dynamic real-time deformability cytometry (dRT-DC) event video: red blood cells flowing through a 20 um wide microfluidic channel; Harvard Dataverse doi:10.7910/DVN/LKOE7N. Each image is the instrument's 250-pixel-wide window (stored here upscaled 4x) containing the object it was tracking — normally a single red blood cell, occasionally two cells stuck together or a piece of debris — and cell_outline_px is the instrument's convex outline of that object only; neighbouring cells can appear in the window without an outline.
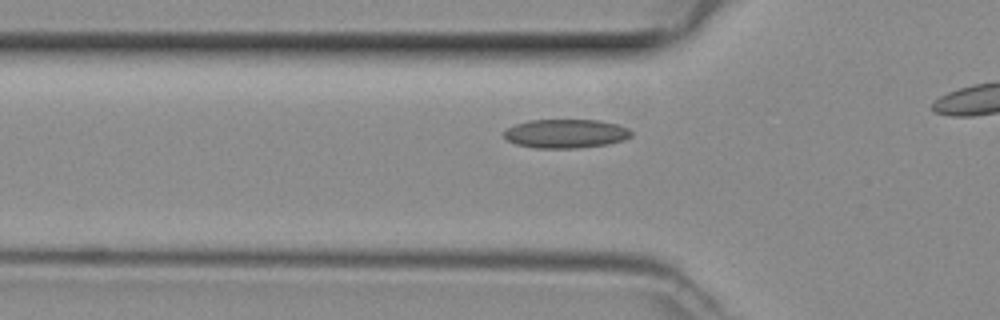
{"species": "common noctule bat (a hibernating species)", "species_latin": "Nyctalus noctula", "temperature_condition": "room temperature", "stored_images_in_passage": 15, "camera_frame_rate_fps": 3000, "um_per_image_px": 0.085, "animal": {"sex": "female", "body_mass_g": 29.2, "forearm_length_mm": 56.3}, "frame": {"image": 1, "passage_image": 7, "time_ms": 2.0, "image_size_px": [1000, 320], "cell_outline_px": [[632, 136], [624, 140], [608, 144], [576, 148], [536, 148], [516, 144], [508, 140], [504, 136], [504, 132], [508, 128], [516, 124], [528, 120], [600, 120], [616, 124], [628, 128], [632, 132]], "centroid_in_image_um": [48.11, 11.35], "position_along_channel_um": 77.7, "area_um2": 21.39}}
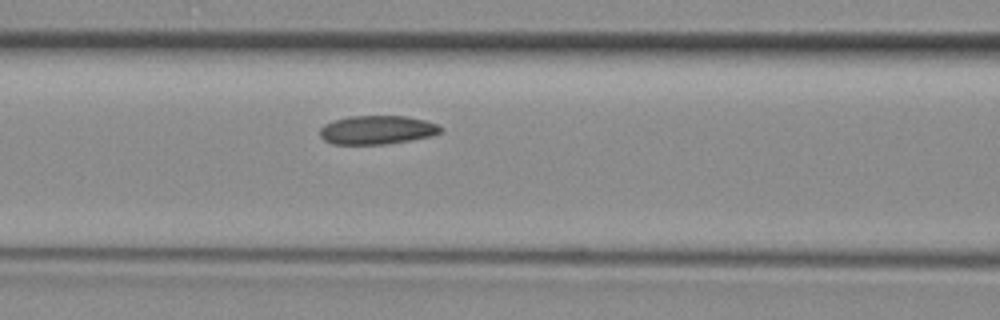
{"frame": {"image": 2, "passage_image": 11, "time_ms": 3.333, "image_size_px": [1000, 320], "cell_outline_px": [[444, 128], [440, 132], [432, 136], [384, 144], [332, 144], [324, 140], [320, 136], [320, 128], [324, 124], [332, 120], [348, 116], [408, 116], [440, 124]], "centroid_in_image_um": [32.05, 11.03], "position_along_channel_um": 134.6, "area_um2": 20.35}}